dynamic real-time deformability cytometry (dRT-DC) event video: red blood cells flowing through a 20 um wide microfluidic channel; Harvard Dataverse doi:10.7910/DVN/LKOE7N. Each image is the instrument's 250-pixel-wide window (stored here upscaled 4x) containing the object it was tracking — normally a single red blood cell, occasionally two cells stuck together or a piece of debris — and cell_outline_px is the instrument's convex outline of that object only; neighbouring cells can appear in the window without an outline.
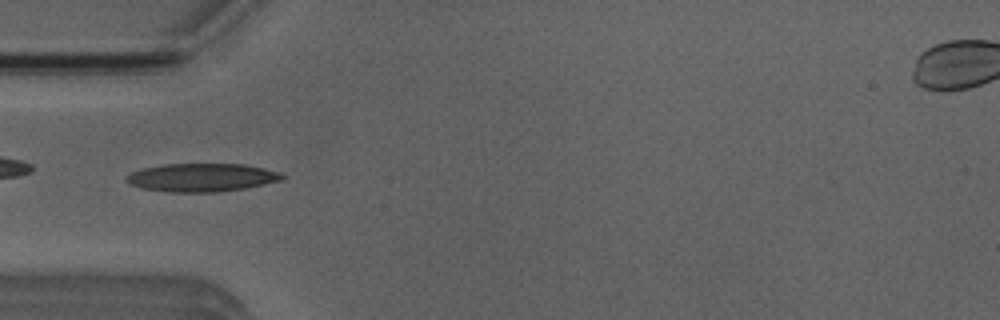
{"species": "Egyptian fruit bat (a non-hibernating species)", "species_latin": "Rousettus aegyptiacus", "temperature_condition": "room temperature", "stored_images_in_passage": 5, "camera_frame_rate_fps": 3000, "um_per_image_px": 0.085, "animal": {"sex": "male"}, "frame": {"image": 1, "passage_image": 5, "time_ms": 4.667, "image_size_px": [1000, 320], "cell_outline_px": [[284, 180], [244, 188], [216, 192], [168, 192], [140, 188], [124, 180], [124, 176], [132, 172], [144, 168], [164, 164], [244, 164], [264, 168], [276, 172], [284, 176]], "centroid_in_image_um": [17.11, 15.09], "position_along_channel_um": 67.9, "area_um2": 25.55}}